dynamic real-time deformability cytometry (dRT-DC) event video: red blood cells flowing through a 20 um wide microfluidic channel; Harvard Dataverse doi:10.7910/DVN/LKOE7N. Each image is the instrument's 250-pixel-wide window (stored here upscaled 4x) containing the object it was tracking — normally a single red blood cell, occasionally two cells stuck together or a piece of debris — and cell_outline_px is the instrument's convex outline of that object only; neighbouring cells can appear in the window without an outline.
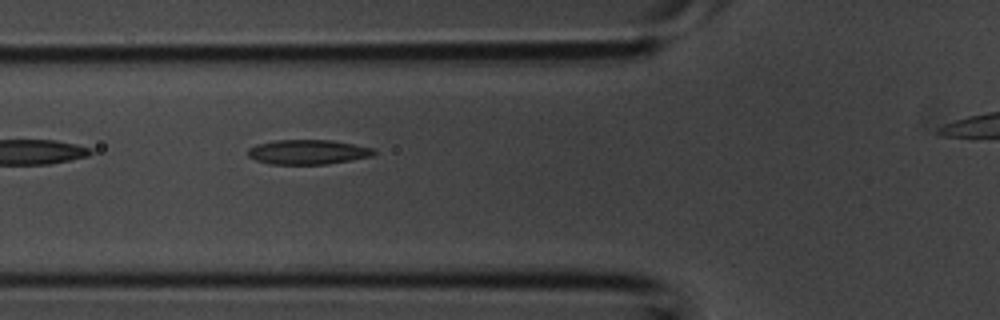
{"species": "common noctule bat (a hibernating species)", "species_latin": "Nyctalus noctula", "temperature_condition": "room temperature", "stored_images_in_passage": 5, "camera_frame_rate_fps": 3000, "um_per_image_px": 0.085, "animal": {"sex": "male", "body_mass_g": 20.1, "forearm_length_mm": 53.5}, "frame": {"image": 1, "passage_image": 4, "time_ms": 1.0, "image_size_px": [1000, 320], "cell_outline_px": [[376, 152], [372, 156], [328, 164], [268, 164], [256, 160], [248, 156], [248, 148], [256, 144], [276, 140], [332, 140], [376, 148]], "centroid_in_image_um": [26.18, 12.92], "position_along_channel_um": 99.6, "area_um2": 18.21}}